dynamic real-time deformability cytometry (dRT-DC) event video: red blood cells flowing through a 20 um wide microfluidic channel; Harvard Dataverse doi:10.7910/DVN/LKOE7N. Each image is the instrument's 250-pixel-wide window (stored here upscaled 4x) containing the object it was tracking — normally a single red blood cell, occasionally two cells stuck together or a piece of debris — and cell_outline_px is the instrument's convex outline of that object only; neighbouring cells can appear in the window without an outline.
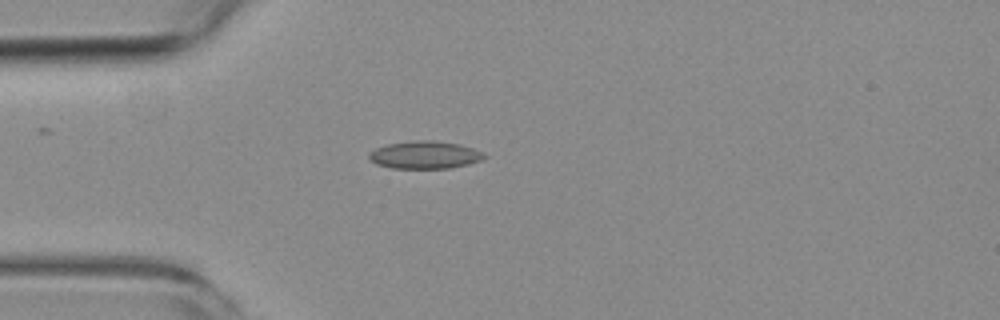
{"species": "common noctule bat (a hibernating species)", "species_latin": "Nyctalus noctula", "temperature_condition": "room temperature", "stored_images_in_passage": 2, "camera_frame_rate_fps": 3000, "um_per_image_px": 0.085, "animal": {"sex": "female", "body_mass_g": 19.3, "forearm_length_mm": 54.1}, "frame": {"image": 1, "passage_image": 1, "time_ms": 0.0, "image_size_px": [1000, 320], "cell_outline_px": [[488, 156], [480, 160], [468, 164], [452, 168], [392, 168], [376, 164], [368, 156], [368, 152], [376, 148], [388, 144], [420, 140], [432, 140], [460, 144], [472, 148]], "centroid_in_image_um": [36.1, 13.17], "position_along_channel_um": 48.9, "area_um2": 18.38}}